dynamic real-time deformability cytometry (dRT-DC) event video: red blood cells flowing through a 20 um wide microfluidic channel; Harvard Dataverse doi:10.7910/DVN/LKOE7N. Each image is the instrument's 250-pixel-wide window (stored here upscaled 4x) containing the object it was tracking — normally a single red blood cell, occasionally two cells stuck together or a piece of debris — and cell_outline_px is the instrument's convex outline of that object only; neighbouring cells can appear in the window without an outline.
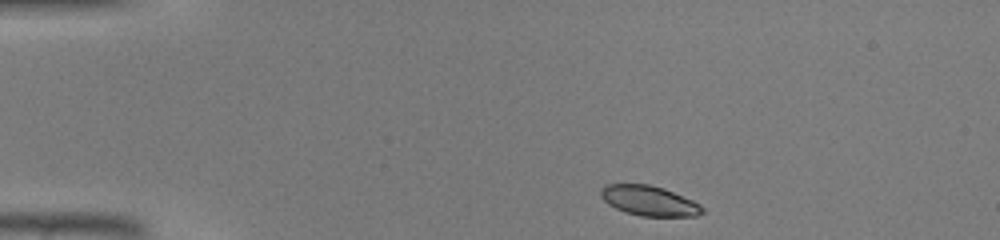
{"species": "common noctule bat (a hibernating species)", "species_latin": "Nyctalus noctula", "temperature_condition": "warm", "stored_images_in_passage": 38, "camera_frame_rate_fps": 3000, "um_per_image_px": 0.085, "animal": {"sex": "male", "body_mass_g": 19.0, "forearm_length_mm": 50.8}, "frame": {"image": 1, "passage_image": 1, "time_ms": 0.0, "image_size_px": [1000, 240], "cell_outline_px": [[704, 212], [696, 216], [640, 216], [616, 208], [608, 204], [600, 196], [600, 192], [608, 184], [648, 184], [664, 188], [692, 200], [700, 204], [704, 208]], "centroid_in_image_um": [55.2, 17.06], "position_along_channel_um": 29.8, "area_um2": 17.57}}
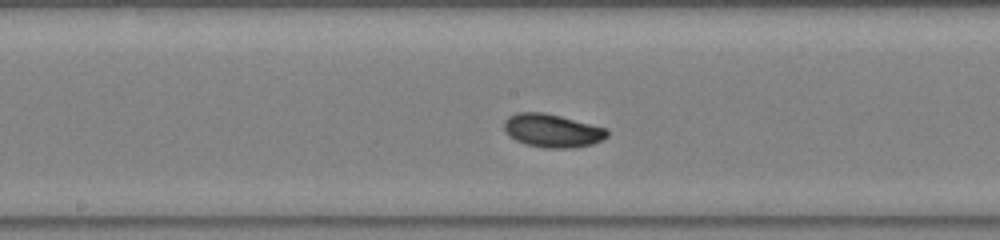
{"frame": {"image": 2, "passage_image": 17, "time_ms": 5.333, "image_size_px": [1000, 240], "cell_outline_px": [[608, 136], [592, 144], [568, 148], [544, 148], [524, 144], [508, 136], [504, 128], [504, 120], [508, 116], [516, 112], [544, 112], [608, 128]], "centroid_in_image_um": [46.91, 11.1], "position_along_channel_um": 201.3, "area_um2": 20.11}}
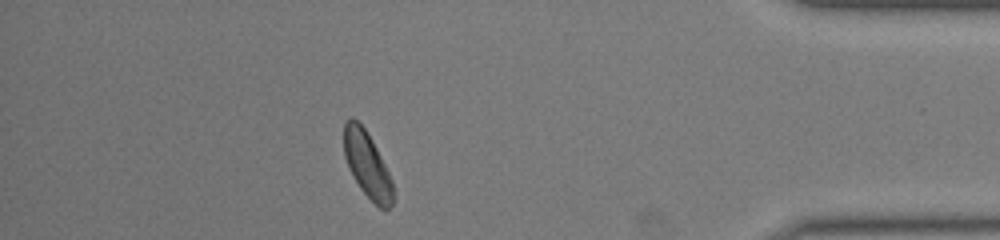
{"frame": {"image": 3, "passage_image": 33, "time_ms": 10.667, "image_size_px": [1000, 240], "cell_outline_px": [[392, 204], [388, 208], [380, 208], [360, 188], [348, 168], [344, 156], [344, 120], [352, 116], [364, 128], [372, 140], [392, 180]], "centroid_in_image_um": [31.17, 13.95], "position_along_channel_um": 404.0, "area_um2": 18.44}}